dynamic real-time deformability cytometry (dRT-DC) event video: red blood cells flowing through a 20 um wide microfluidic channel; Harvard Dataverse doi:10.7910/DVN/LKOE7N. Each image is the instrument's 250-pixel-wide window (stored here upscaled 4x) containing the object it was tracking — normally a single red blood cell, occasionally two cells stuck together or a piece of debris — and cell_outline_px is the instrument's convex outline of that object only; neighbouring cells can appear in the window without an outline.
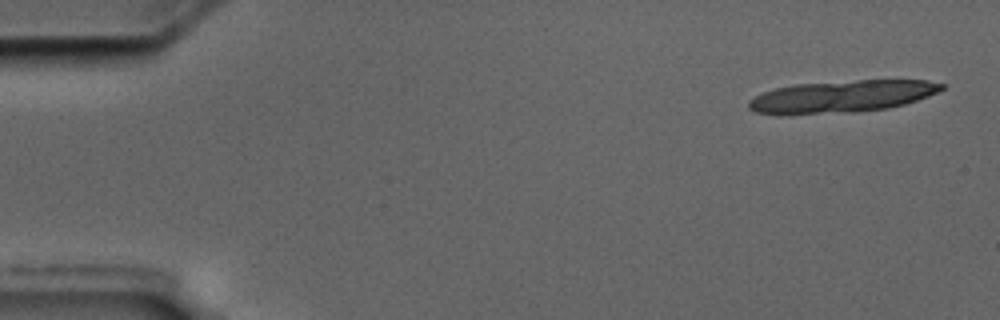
{"species": "common noctule bat (a hibernating species)", "species_latin": "Nyctalus noctula", "temperature_condition": "cold", "stored_images_in_passage": 2, "camera_frame_rate_fps": 3000, "um_per_image_px": 0.085, "animal": {"sex": "male", "body_mass_g": 17.5, "forearm_length_mm": 52.3}, "frame": {"image": 1, "passage_image": 1, "time_ms": 0.0, "image_size_px": [1000, 320], "cell_outline_px": [[944, 88], [928, 96], [904, 104], [888, 108], [856, 112], [756, 112], [748, 108], [748, 100], [764, 92], [776, 88], [796, 84], [856, 80], [928, 80], [944, 84]], "centroid_in_image_um": [71.65, 8.16], "position_along_channel_um": 13.3, "area_um2": 34.97}}